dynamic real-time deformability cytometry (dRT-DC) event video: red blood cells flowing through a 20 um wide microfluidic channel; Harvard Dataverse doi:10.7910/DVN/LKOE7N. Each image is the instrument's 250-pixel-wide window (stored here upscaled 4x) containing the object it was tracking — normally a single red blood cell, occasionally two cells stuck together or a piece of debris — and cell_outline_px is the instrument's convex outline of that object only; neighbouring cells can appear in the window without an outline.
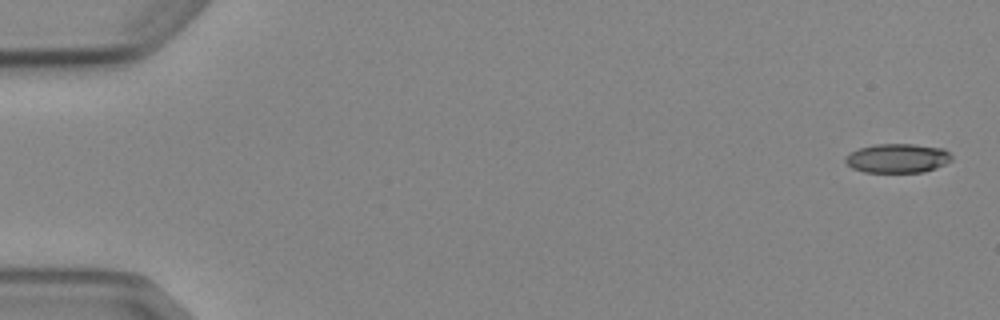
{"species": "Egyptian fruit bat (a non-hibernating species)", "species_latin": "Rousettus aegyptiacus", "temperature_condition": "cold", "stored_images_in_passage": 5, "camera_frame_rate_fps": 3000, "um_per_image_px": 0.085, "animal": {"sex": "female"}, "frame": {"image": 1, "passage_image": 1, "time_ms": 0.0, "image_size_px": [1000, 320], "cell_outline_px": [[952, 160], [936, 168], [924, 172], [864, 172], [852, 168], [844, 160], [844, 156], [848, 152], [860, 148], [876, 144], [912, 144], [944, 148], [952, 156]], "centroid_in_image_um": [76.27, 13.45], "position_along_channel_um": 8.7, "area_um2": 18.15}}
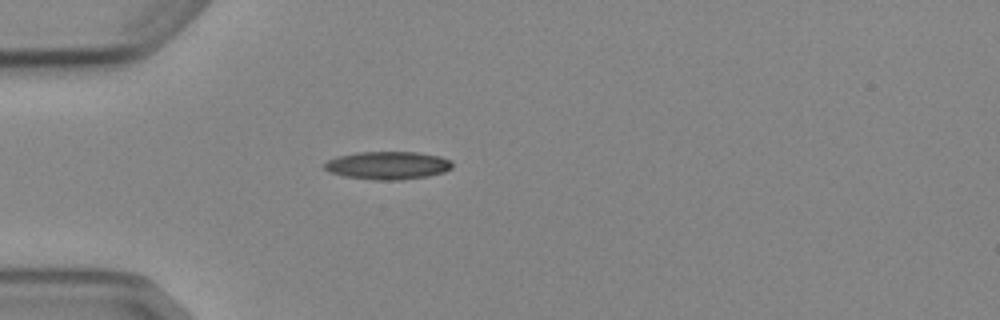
{"frame": {"image": 2, "passage_image": 5, "time_ms": 4.667, "image_size_px": [1000, 320], "cell_outline_px": [[452, 168], [444, 172], [428, 176], [400, 180], [376, 180], [344, 176], [328, 172], [324, 168], [324, 164], [328, 160], [336, 156], [356, 152], [416, 152], [440, 156], [452, 160]], "centroid_in_image_um": [32.95, 14.05], "position_along_channel_um": 52.0, "area_um2": 20.98}}